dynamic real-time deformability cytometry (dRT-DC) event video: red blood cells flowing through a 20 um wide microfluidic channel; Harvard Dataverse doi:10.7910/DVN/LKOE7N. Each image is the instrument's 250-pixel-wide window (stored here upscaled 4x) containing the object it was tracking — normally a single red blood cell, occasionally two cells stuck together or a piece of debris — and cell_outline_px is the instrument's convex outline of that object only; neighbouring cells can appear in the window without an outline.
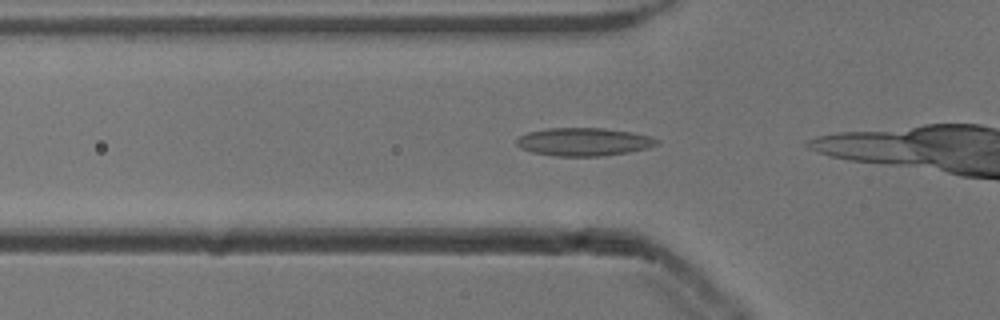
{"species": "common noctule bat (a hibernating species)", "species_latin": "Nyctalus noctula", "temperature_condition": "cold", "stored_images_in_passage": 8, "camera_frame_rate_fps": 3000, "um_per_image_px": 0.085, "animal": {"sex": "male", "body_mass_g": 13.3}, "frame": {"image": 1, "passage_image": 4, "time_ms": 1.0, "image_size_px": [1000, 320], "cell_outline_px": [[660, 144], [648, 148], [628, 152], [600, 156], [556, 156], [532, 152], [520, 148], [516, 144], [516, 140], [520, 136], [528, 132], [548, 128], [604, 128], [632, 132], [648, 136], [660, 140]], "centroid_in_image_um": [49.63, 12.05], "position_along_channel_um": 76.2, "area_um2": 22.95}}
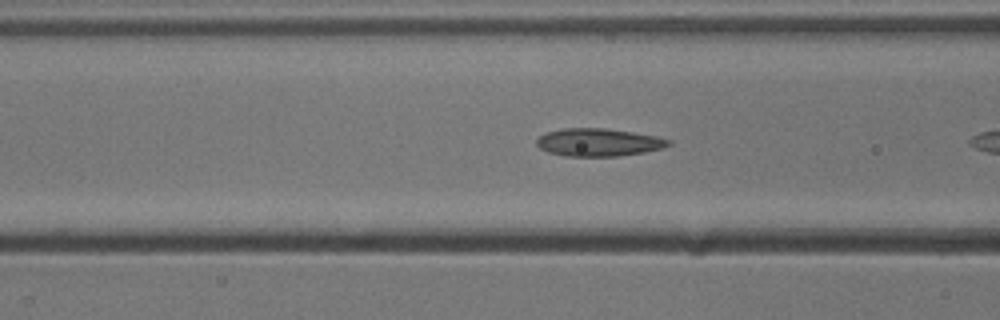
{"frame": {"image": 2, "passage_image": 7, "time_ms": 2.0, "image_size_px": [1000, 320], "cell_outline_px": [[672, 144], [664, 148], [644, 152], [616, 156], [564, 156], [548, 152], [540, 148], [536, 144], [536, 140], [544, 132], [564, 128], [604, 128], [632, 132], [656, 136], [672, 140]], "centroid_in_image_um": [50.88, 12.09], "position_along_channel_um": 115.7, "area_um2": 21.44}}